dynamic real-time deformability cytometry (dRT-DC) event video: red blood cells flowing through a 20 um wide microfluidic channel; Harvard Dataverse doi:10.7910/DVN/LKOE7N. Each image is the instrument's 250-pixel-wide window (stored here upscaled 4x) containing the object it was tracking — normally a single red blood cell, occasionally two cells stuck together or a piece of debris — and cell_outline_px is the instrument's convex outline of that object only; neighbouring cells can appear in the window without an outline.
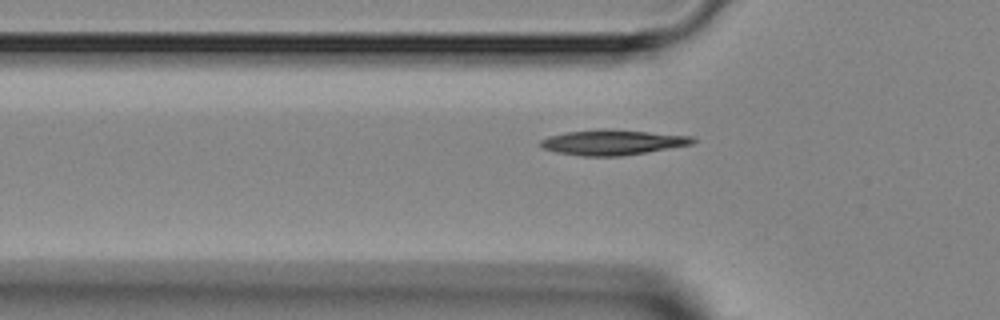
{"species": "Egyptian fruit bat (a non-hibernating species)", "species_latin": "Rousettus aegyptiacus", "temperature_condition": "room temperature", "stored_images_in_passage": 5, "segment_of_instrument_passage": [2, 2], "camera_frame_rate_fps": 3000, "um_per_image_px": 0.085, "animal": {"sex": "female"}, "frame": {"image": 1, "passage_image": 5, "time_ms": 4.333, "image_size_px": [1000, 320], "cell_outline_px": [[696, 140], [692, 144], [620, 156], [584, 156], [556, 152], [544, 148], [540, 144], [540, 140], [548, 136], [564, 132], [600, 128], [608, 128], [696, 136]], "centroid_in_image_um": [52.06, 12.07], "position_along_channel_um": 73.7, "area_um2": 22.48}}